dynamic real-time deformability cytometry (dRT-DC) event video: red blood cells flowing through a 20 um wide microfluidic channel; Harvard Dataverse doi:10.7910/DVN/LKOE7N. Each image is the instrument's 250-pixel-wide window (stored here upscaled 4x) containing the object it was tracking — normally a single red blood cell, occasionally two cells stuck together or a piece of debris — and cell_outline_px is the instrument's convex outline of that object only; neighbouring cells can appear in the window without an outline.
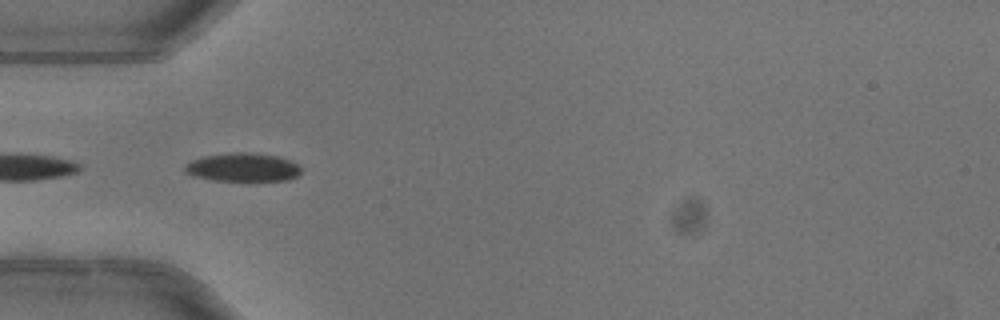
{"species": "common noctule bat (a hibernating species)", "species_latin": "Nyctalus noctula", "temperature_condition": "warm", "stored_images_in_passage": 7, "camera_frame_rate_fps": 3000, "um_per_image_px": 0.085, "animal": {"sex": "female"}, "frame": {"image": 1, "passage_image": 5, "time_ms": 1.333, "image_size_px": [1000, 320], "cell_outline_px": [[300, 172], [296, 176], [288, 180], [212, 180], [192, 176], [184, 172], [184, 168], [192, 160], [204, 156], [236, 152], [248, 152], [276, 156], [288, 160], [296, 164], [300, 168]], "centroid_in_image_um": [20.6, 14.22], "position_along_channel_um": 64.4, "area_um2": 18.96}}